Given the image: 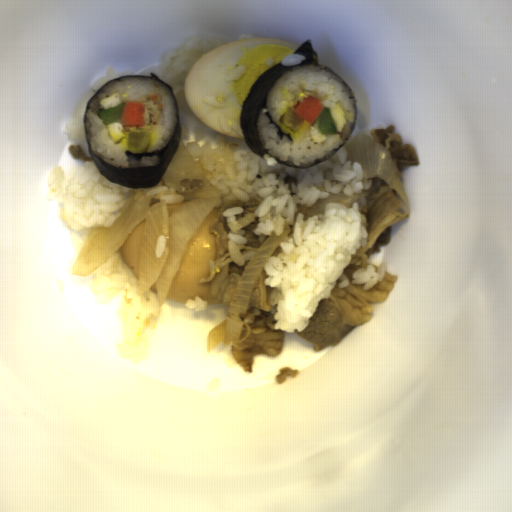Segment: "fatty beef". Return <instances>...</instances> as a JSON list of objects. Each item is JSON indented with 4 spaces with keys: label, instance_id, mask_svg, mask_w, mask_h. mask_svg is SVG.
I'll return each mask as SVG.
<instances>
[{
    "label": "fatty beef",
    "instance_id": "8fa450e3",
    "mask_svg": "<svg viewBox=\"0 0 512 512\" xmlns=\"http://www.w3.org/2000/svg\"><path fill=\"white\" fill-rule=\"evenodd\" d=\"M371 188L376 191L360 207L368 223L366 245L351 255L345 267L349 286H333L329 297L317 304L307 327L295 329V334L311 344L315 352L336 346L355 327L369 322L373 306L387 299L398 281L397 275L385 273L370 290H364L362 284H352L354 271L366 269L370 258L388 245L391 227L409 217L406 204L384 180L372 178Z\"/></svg>",
    "mask_w": 512,
    "mask_h": 512
},
{
    "label": "fatty beef",
    "instance_id": "1bbc456c",
    "mask_svg": "<svg viewBox=\"0 0 512 512\" xmlns=\"http://www.w3.org/2000/svg\"><path fill=\"white\" fill-rule=\"evenodd\" d=\"M269 275L262 268L249 297L246 314L241 319L238 345H231V357L245 372L252 373L255 355L277 356L284 349L285 333L275 329V311L283 301L280 289L268 287Z\"/></svg>",
    "mask_w": 512,
    "mask_h": 512
},
{
    "label": "fatty beef",
    "instance_id": "5ad873be",
    "mask_svg": "<svg viewBox=\"0 0 512 512\" xmlns=\"http://www.w3.org/2000/svg\"><path fill=\"white\" fill-rule=\"evenodd\" d=\"M261 204L260 197L250 198L249 201L241 199H229L222 204L216 221L211 225L209 231L214 234L215 258L209 262V275L200 278V283H209L211 296L217 298L219 290L231 273L243 275L253 256L259 250L263 243L259 242L258 235H254V231L260 223L259 217H255L253 221L243 226L247 243L240 244L239 249L245 258L243 265H237L233 260L229 251L228 238L230 234V226L223 217L224 212L231 207H241L244 209V215H249L255 211Z\"/></svg>",
    "mask_w": 512,
    "mask_h": 512
},
{
    "label": "fatty beef",
    "instance_id": "51303b74",
    "mask_svg": "<svg viewBox=\"0 0 512 512\" xmlns=\"http://www.w3.org/2000/svg\"><path fill=\"white\" fill-rule=\"evenodd\" d=\"M369 135L389 150L398 171L408 167L420 166L416 149L408 143L403 144L401 134L396 133L395 124L388 125L385 128L371 129Z\"/></svg>",
    "mask_w": 512,
    "mask_h": 512
},
{
    "label": "fatty beef",
    "instance_id": "2513f850",
    "mask_svg": "<svg viewBox=\"0 0 512 512\" xmlns=\"http://www.w3.org/2000/svg\"><path fill=\"white\" fill-rule=\"evenodd\" d=\"M299 371L296 369H291V367H282L279 369L276 378L275 383L282 385L285 383L289 378H298Z\"/></svg>",
    "mask_w": 512,
    "mask_h": 512
},
{
    "label": "fatty beef",
    "instance_id": "7934fd38",
    "mask_svg": "<svg viewBox=\"0 0 512 512\" xmlns=\"http://www.w3.org/2000/svg\"><path fill=\"white\" fill-rule=\"evenodd\" d=\"M68 153L75 160L94 162L92 157L87 156L86 153L82 151L80 145H78V144H73V143L70 144L68 147Z\"/></svg>",
    "mask_w": 512,
    "mask_h": 512
}]
</instances>
